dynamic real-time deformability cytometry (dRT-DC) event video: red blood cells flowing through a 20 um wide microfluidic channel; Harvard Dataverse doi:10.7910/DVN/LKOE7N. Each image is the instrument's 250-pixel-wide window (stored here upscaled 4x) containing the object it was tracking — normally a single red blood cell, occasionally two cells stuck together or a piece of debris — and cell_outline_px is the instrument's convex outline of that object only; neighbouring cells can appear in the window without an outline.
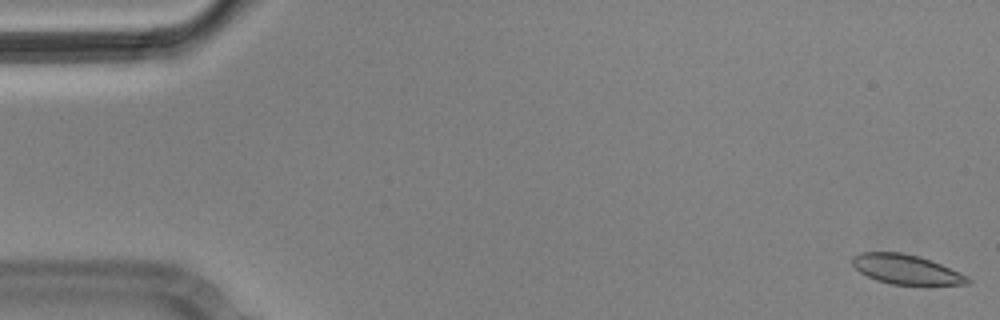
{"species": "Egyptian fruit bat (a non-hibernating species)", "species_latin": "Rousettus aegyptiacus", "temperature_condition": "cold", "stored_images_in_passage": 4, "camera_frame_rate_fps": 3000, "um_per_image_px": 0.085, "animal": {"sex": "male"}, "frame": {"image": 1, "passage_image": 1, "time_ms": 0.0, "image_size_px": [1000, 320], "cell_outline_px": [[972, 284], [892, 284], [876, 280], [860, 272], [852, 264], [852, 256], [864, 252], [900, 252], [916, 256], [940, 264], [968, 276], [972, 280]], "centroid_in_image_um": [77.01, 22.9], "position_along_channel_um": 8.0, "area_um2": 19.48}}
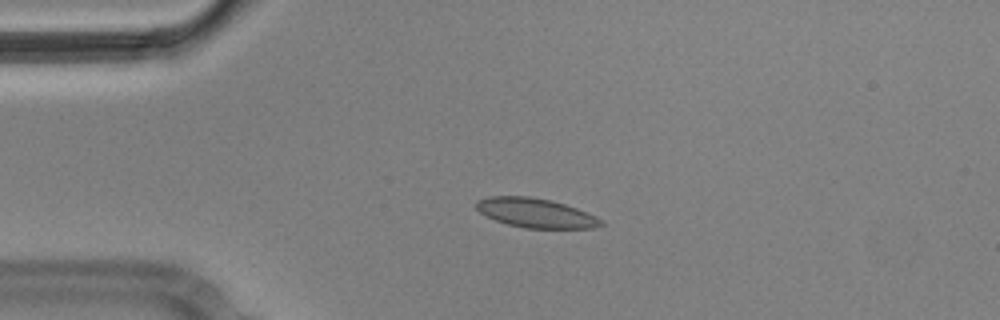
{"frame": {"image": 2, "passage_image": 4, "time_ms": 1.0, "image_size_px": [1000, 320], "cell_outline_px": [[604, 224], [592, 228], [524, 228], [508, 224], [496, 220], [480, 212], [476, 208], [476, 200], [488, 196], [528, 196], [552, 200], [576, 208], [596, 216], [604, 220]], "centroid_in_image_um": [45.54, 18.09], "position_along_channel_um": 39.5, "area_um2": 21.27}}